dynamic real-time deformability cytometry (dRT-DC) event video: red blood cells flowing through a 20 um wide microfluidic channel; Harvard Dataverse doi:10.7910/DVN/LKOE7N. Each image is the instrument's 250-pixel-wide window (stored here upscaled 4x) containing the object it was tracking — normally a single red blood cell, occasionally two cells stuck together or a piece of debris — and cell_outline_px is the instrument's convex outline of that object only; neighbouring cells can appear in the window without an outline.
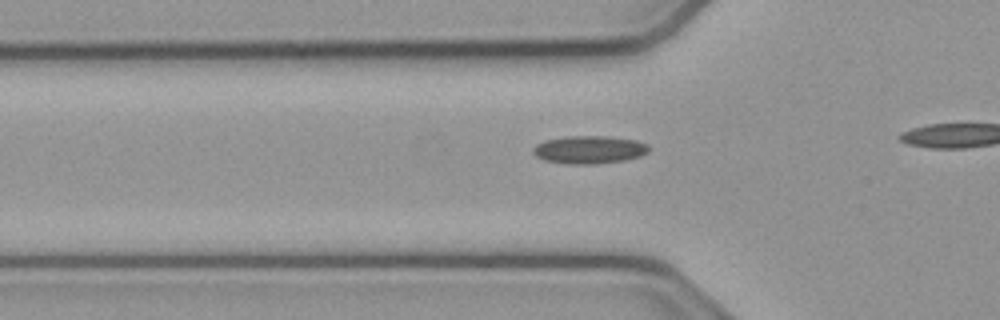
{"species": "common noctule bat (a hibernating species)", "species_latin": "Nyctalus noctula", "temperature_condition": "cold", "stored_images_in_passage": 26, "camera_frame_rate_fps": 3000, "um_per_image_px": 0.085, "animal": {"sex": "male", "body_mass_g": 23.1, "forearm_length_mm": 52.7}, "frame": {"image": 1, "passage_image": 2, "time_ms": 0.333, "image_size_px": [1000, 320], "cell_outline_px": [[648, 152], [640, 156], [624, 160], [596, 164], [568, 164], [544, 160], [536, 156], [532, 152], [532, 148], [536, 144], [544, 140], [568, 136], [604, 136], [636, 140], [648, 144]], "centroid_in_image_um": [50.06, 12.72], "position_along_channel_um": 75.7, "area_um2": 18.84}}
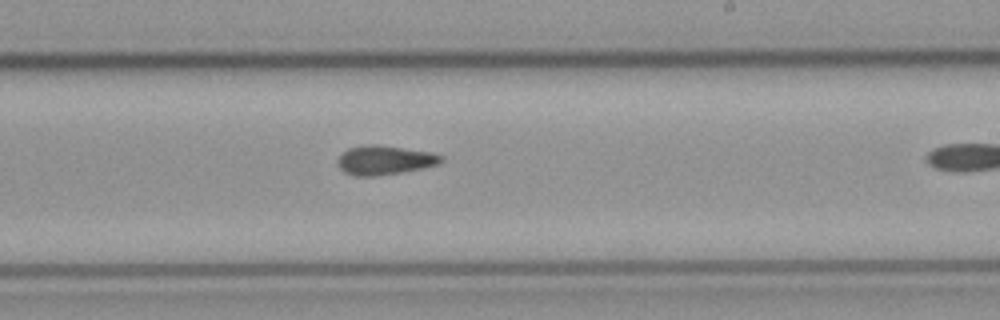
{"frame": {"image": 2, "passage_image": 16, "time_ms": 5.0, "image_size_px": [1000, 320], "cell_outline_px": [[444, 160], [436, 164], [420, 168], [400, 172], [372, 176], [356, 176], [344, 172], [340, 168], [336, 160], [348, 148], [368, 144], [376, 144], [432, 152], [444, 156]], "centroid_in_image_um": [32.68, 13.6], "position_along_channel_um": 256.3, "area_um2": 17.4}}
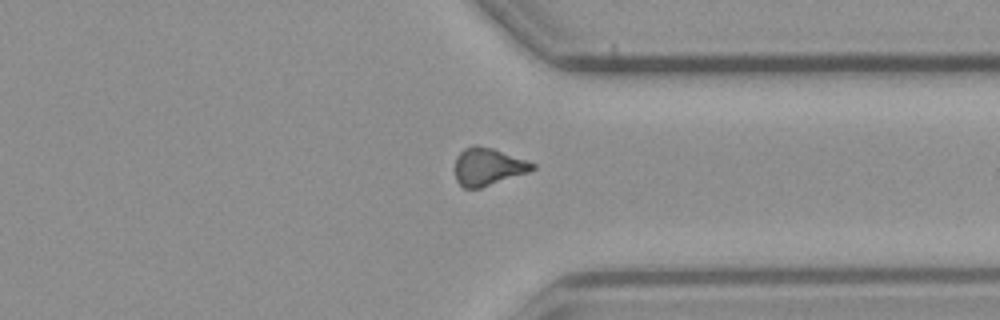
{"frame": {"image": 3, "passage_image": 25, "time_ms": 8.0, "image_size_px": [1000, 320], "cell_outline_px": [[536, 168], [528, 172], [480, 188], [464, 188], [456, 180], [456, 156], [464, 148], [472, 144], [476, 144], [492, 148], [528, 160], [536, 164]], "centroid_in_image_um": [41.49, 14.15], "position_along_channel_um": 369.9, "area_um2": 16.94}}